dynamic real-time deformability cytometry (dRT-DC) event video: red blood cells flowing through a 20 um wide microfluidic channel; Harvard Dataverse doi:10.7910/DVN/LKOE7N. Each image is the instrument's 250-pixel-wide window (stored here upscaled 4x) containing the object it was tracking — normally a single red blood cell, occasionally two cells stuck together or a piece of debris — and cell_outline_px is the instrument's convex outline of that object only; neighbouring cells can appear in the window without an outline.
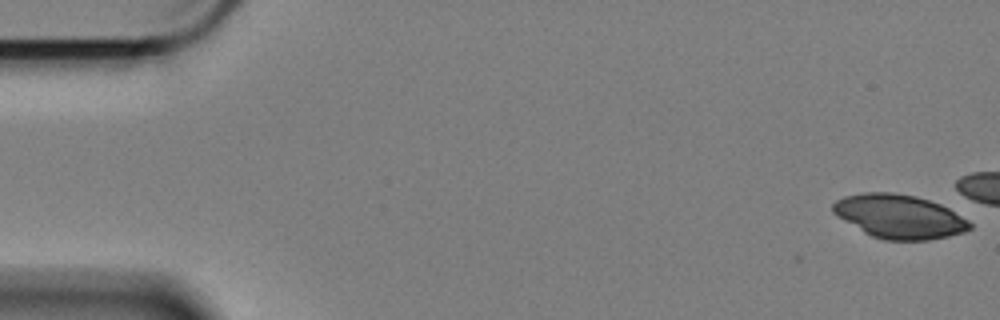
{"species": "Egyptian fruit bat (a non-hibernating species)", "species_latin": "Rousettus aegyptiacus", "temperature_condition": "cold", "stored_images_in_passage": 6, "camera_frame_rate_fps": 3000, "um_per_image_px": 0.085, "animal": {"sex": "female"}, "frame": {"image": 1, "passage_image": 1, "time_ms": 0.0, "image_size_px": [1000, 320], "cell_outline_px": [[972, 228], [964, 232], [948, 236], [928, 240], [884, 240], [872, 236], [864, 232], [836, 216], [832, 212], [832, 204], [836, 200], [844, 196], [864, 192], [892, 192], [916, 196], [940, 204], [948, 208], [968, 220], [972, 224]], "centroid_in_image_um": [76.42, 18.4], "position_along_channel_um": 8.6, "area_um2": 34.97}}